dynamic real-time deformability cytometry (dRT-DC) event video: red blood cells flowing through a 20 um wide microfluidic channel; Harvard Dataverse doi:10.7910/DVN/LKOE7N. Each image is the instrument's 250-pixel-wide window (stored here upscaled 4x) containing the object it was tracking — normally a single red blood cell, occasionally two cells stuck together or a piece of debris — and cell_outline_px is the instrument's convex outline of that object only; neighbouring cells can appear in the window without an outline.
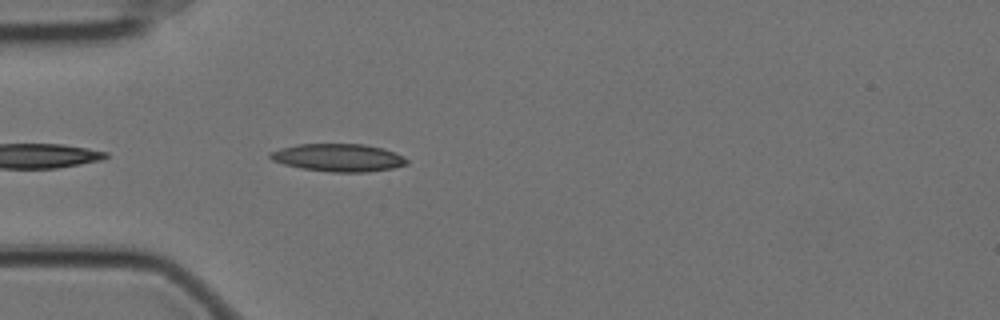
{"species": "Egyptian fruit bat (a non-hibernating species)", "species_latin": "Rousettus aegyptiacus", "temperature_condition": "cold", "stored_images_in_passage": 4, "camera_frame_rate_fps": 3000, "um_per_image_px": 0.085, "animal": {"sex": "female"}, "frame": {"image": 1, "passage_image": 2, "time_ms": 0.333, "image_size_px": [1000, 320], "cell_outline_px": [[408, 164], [392, 168], [368, 172], [332, 172], [300, 168], [284, 164], [272, 160], [268, 156], [268, 152], [280, 148], [300, 144], [364, 144], [380, 148], [404, 156], [408, 160]], "centroid_in_image_um": [28.73, 13.4], "position_along_channel_um": 56.3, "area_um2": 22.02}}